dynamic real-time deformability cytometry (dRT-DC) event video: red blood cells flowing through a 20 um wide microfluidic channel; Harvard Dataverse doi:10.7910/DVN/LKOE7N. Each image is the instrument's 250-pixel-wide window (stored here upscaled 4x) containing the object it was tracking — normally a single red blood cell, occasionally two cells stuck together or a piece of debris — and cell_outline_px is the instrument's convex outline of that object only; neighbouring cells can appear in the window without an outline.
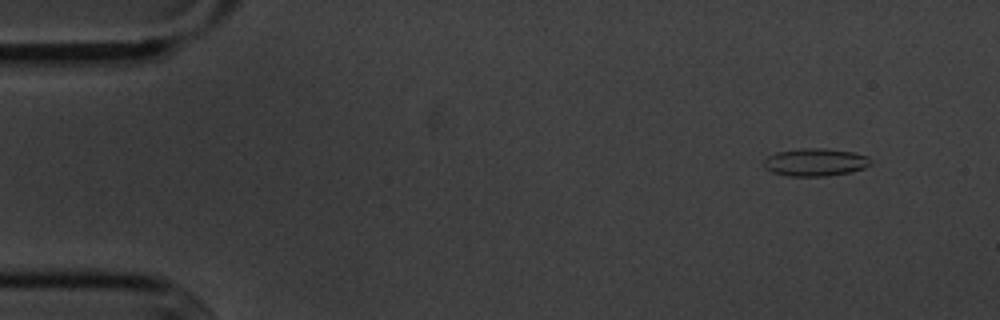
{"species": "common noctule bat (a hibernating species)", "species_latin": "Nyctalus noctula", "temperature_condition": "cold", "stored_images_in_passage": 5, "camera_frame_rate_fps": 3000, "um_per_image_px": 0.085, "animal": {"sex": "male", "body_mass_g": 20.1, "forearm_length_mm": 53.5}, "frame": {"image": 1, "passage_image": 2, "time_ms": 1.333, "image_size_px": [1000, 320], "cell_outline_px": [[872, 164], [864, 168], [852, 172], [828, 176], [788, 176], [772, 172], [764, 168], [764, 160], [768, 156], [776, 152], [800, 148], [824, 148], [852, 152], [868, 156], [872, 160]], "centroid_in_image_um": [69.31, 13.79], "position_along_channel_um": 15.7, "area_um2": 17.46}}